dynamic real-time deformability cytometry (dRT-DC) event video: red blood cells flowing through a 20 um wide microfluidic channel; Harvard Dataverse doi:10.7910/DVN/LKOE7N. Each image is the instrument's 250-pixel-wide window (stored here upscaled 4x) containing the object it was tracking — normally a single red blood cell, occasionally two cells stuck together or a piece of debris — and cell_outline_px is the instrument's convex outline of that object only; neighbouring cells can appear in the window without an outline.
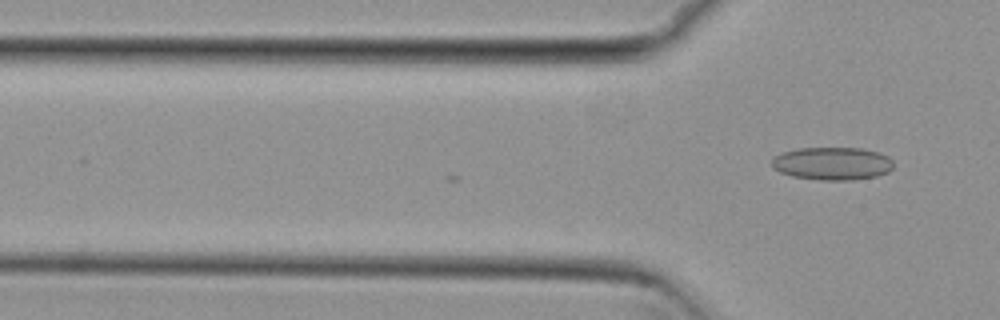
{"species": "common noctule bat (a hibernating species)", "species_latin": "Nyctalus noctula", "temperature_condition": "cold", "stored_images_in_passage": 2, "camera_frame_rate_fps": 3000, "um_per_image_px": 0.085, "animal": {"sex": "female", "body_mass_g": 29.2, "forearm_length_mm": 56.3}, "frame": {"image": 1, "passage_image": 2, "time_ms": 0.333, "image_size_px": [1000, 320], "cell_outline_px": [[892, 168], [888, 172], [876, 176], [852, 180], [820, 180], [792, 176], [780, 172], [772, 168], [772, 156], [784, 152], [800, 148], [860, 148], [880, 152], [888, 156], [892, 160]], "centroid_in_image_um": [70.74, 13.9], "position_along_channel_um": 55.1, "area_um2": 23.41}}